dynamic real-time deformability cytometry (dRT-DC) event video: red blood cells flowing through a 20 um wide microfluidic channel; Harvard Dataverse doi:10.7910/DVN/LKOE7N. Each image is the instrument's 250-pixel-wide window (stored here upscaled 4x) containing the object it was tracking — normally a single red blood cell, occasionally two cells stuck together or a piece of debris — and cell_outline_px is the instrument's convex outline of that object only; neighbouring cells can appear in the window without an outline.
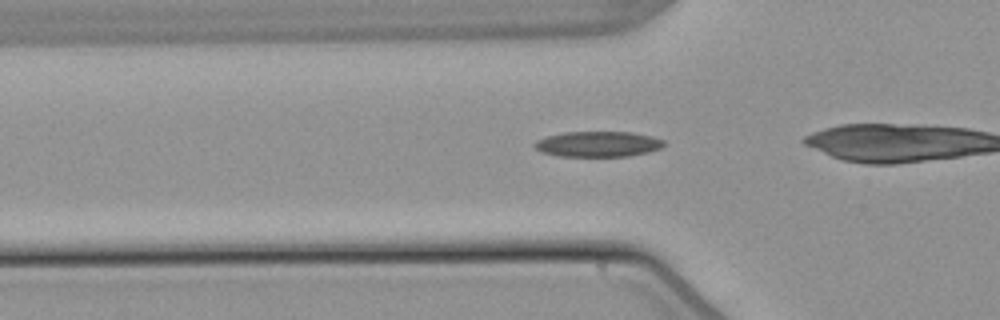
{"species": "common noctule bat (a hibernating species)", "species_latin": "Nyctalus noctula", "temperature_condition": "warm", "stored_images_in_passage": 38, "camera_frame_rate_fps": 3000, "um_per_image_px": 0.085, "animal": {"sex": "male", "body_mass_g": 21.5, "forearm_length_mm": 52.0}, "frame": {"image": 1, "passage_image": 14, "time_ms": 4.333, "image_size_px": [1000, 320], "cell_outline_px": [[664, 144], [660, 148], [648, 152], [628, 156], [560, 156], [544, 152], [536, 148], [532, 144], [536, 140], [548, 136], [564, 132], [632, 132], [652, 136], [664, 140]], "centroid_in_image_um": [50.84, 12.24], "position_along_channel_um": 75.0, "area_um2": 19.07}}
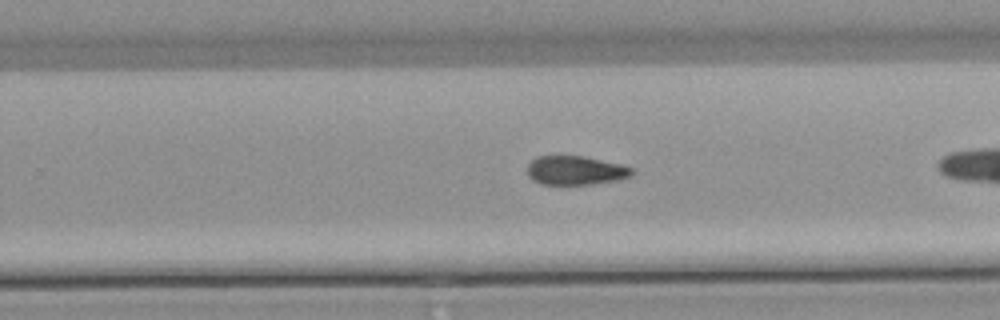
{"frame": {"image": 2, "passage_image": 30, "time_ms": 9.667, "image_size_px": [1000, 320], "cell_outline_px": [[632, 176], [616, 180], [588, 184], [540, 184], [532, 180], [528, 176], [528, 164], [536, 156], [584, 156], [620, 164], [632, 168]], "centroid_in_image_um": [48.88, 14.48], "position_along_channel_um": 280.9, "area_um2": 17.51}}
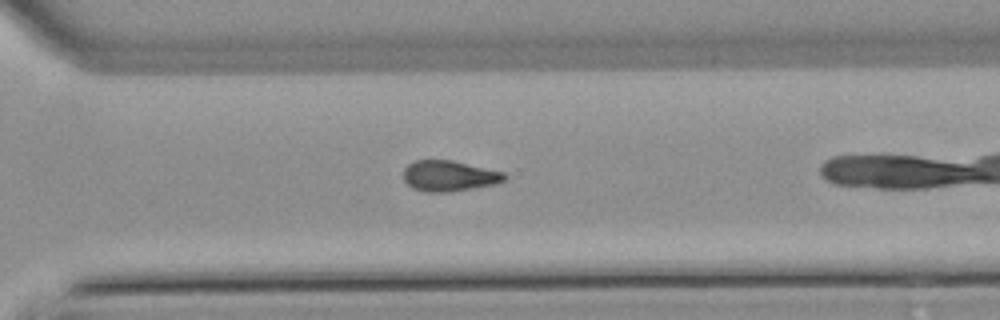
{"frame": {"image": 3, "passage_image": 34, "time_ms": 11.0, "image_size_px": [1000, 320], "cell_outline_px": [[508, 176], [504, 180], [496, 184], [444, 192], [428, 192], [412, 188], [404, 180], [404, 168], [408, 164], [416, 160], [452, 160], [504, 172]], "centroid_in_image_um": [38.17, 14.94], "position_along_channel_um": 332.4, "area_um2": 17.92}}